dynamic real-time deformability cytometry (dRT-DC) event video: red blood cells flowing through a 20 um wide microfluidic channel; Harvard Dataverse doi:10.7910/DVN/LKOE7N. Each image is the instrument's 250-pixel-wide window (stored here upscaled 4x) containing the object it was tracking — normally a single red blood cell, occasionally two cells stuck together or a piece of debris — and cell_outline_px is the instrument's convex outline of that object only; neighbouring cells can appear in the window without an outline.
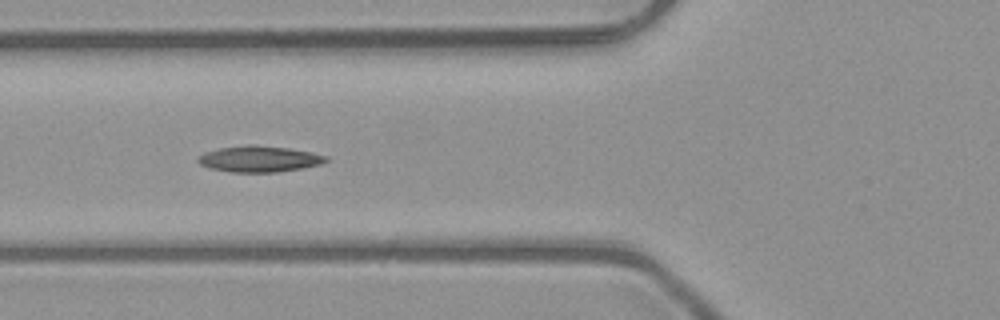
{"species": "common noctule bat (a hibernating species)", "species_latin": "Nyctalus noctula", "temperature_condition": "room temperature", "stored_images_in_passage": 5, "camera_frame_rate_fps": 3000, "um_per_image_px": 0.085, "animal": {"sex": "male", "body_mass_g": 23.1, "forearm_length_mm": 52.7}, "frame": {"image": 1, "passage_image": 5, "time_ms": 1.333, "image_size_px": [1000, 320], "cell_outline_px": [[328, 160], [320, 164], [300, 168], [276, 172], [232, 172], [208, 168], [200, 164], [196, 160], [204, 152], [220, 148], [248, 144], [252, 144], [288, 148], [312, 152], [328, 156]], "centroid_in_image_um": [22.01, 13.5], "position_along_channel_um": 103.8, "area_um2": 19.42}}